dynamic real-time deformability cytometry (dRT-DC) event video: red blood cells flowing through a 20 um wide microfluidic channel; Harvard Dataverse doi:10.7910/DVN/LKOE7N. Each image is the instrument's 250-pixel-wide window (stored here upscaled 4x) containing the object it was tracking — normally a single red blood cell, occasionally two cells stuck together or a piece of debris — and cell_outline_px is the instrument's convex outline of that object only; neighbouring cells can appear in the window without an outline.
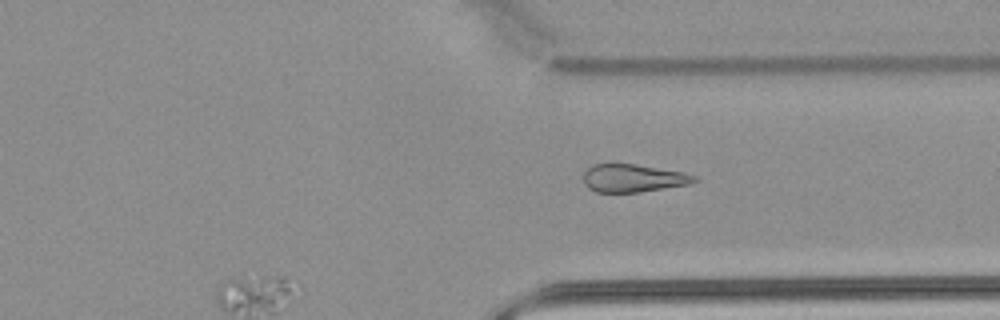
{"species": "common noctule bat (a hibernating species)", "species_latin": "Nyctalus noctula", "temperature_condition": "warm", "stored_images_in_passage": 40, "segment_of_instrument_passage": [2, 2], "camera_frame_rate_fps": 3000, "um_per_image_px": 0.085, "animal": {"sex": "male", "body_mass_g": 21.5, "forearm_length_mm": 52.0}, "frame": {"image": 1, "passage_image": 40, "time_ms": 13.0, "image_size_px": [1000, 320], "cell_outline_px": [[700, 180], [692, 184], [640, 192], [596, 192], [588, 188], [584, 184], [584, 172], [592, 164], [636, 164], [684, 172], [696, 176]], "centroid_in_image_um": [53.86, 15.15], "position_along_channel_um": 357.5, "area_um2": 18.21}}